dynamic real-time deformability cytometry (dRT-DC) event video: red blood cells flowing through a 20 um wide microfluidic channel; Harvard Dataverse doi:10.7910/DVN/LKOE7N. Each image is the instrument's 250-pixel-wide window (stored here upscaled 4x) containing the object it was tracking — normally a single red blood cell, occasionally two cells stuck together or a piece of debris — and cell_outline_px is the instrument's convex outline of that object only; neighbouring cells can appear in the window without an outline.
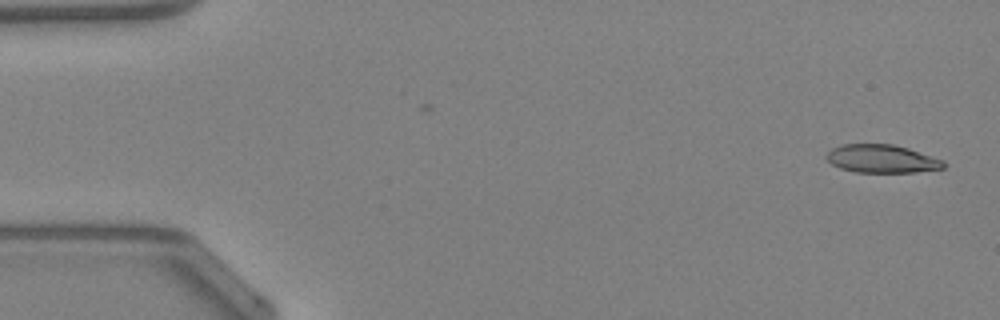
{"species": "Egyptian fruit bat (a non-hibernating species)", "species_latin": "Rousettus aegyptiacus", "temperature_condition": "warm", "stored_images_in_passage": 48, "camera_frame_rate_fps": 3000, "um_per_image_px": 0.085, "animal": {"sex": "female"}, "frame": {"image": 1, "passage_image": 2, "time_ms": 0.333, "image_size_px": [1000, 320], "cell_outline_px": [[948, 164], [944, 168], [916, 172], [856, 172], [840, 168], [832, 164], [824, 156], [832, 148], [840, 144], [892, 144], [908, 148], [944, 160]], "centroid_in_image_um": [74.97, 13.49], "position_along_channel_um": 10.0, "area_um2": 19.31}}
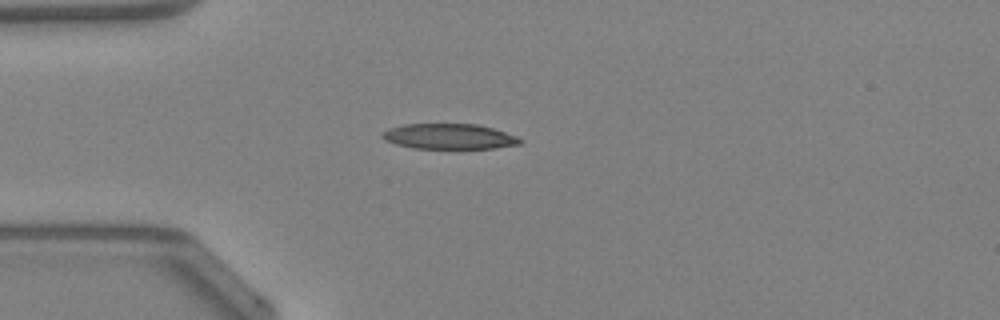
{"frame": {"image": 2, "passage_image": 13, "time_ms": 4.0, "image_size_px": [1000, 320], "cell_outline_px": [[524, 140], [520, 144], [492, 148], [412, 148], [396, 144], [384, 140], [380, 136], [380, 132], [388, 128], [404, 124], [480, 124], [516, 136]], "centroid_in_image_um": [38.13, 11.59], "position_along_channel_um": 46.9, "area_um2": 20.4}}
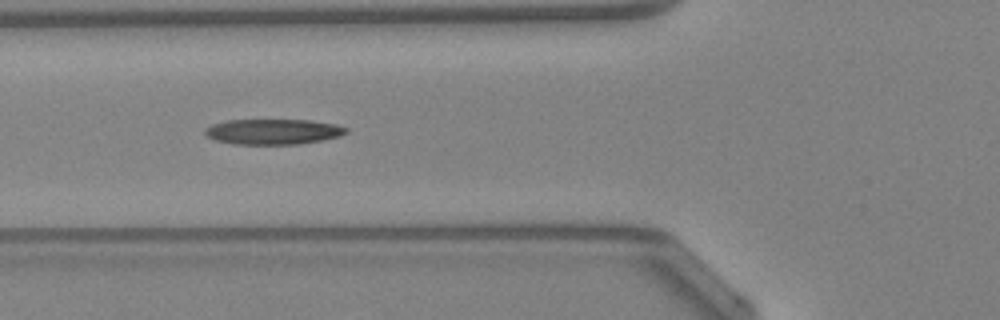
{"frame": {"image": 3, "passage_image": 18, "time_ms": 5.667, "image_size_px": [1000, 320], "cell_outline_px": [[348, 132], [340, 136], [324, 140], [300, 144], [232, 144], [216, 140], [208, 136], [204, 132], [204, 128], [212, 124], [228, 120], [308, 120], [336, 124], [348, 128]], "centroid_in_image_um": [23.24, 11.19], "position_along_channel_um": 102.6, "area_um2": 20.98}, "authors_computed_cell_mechanics": {"area_um2": 20.5768, "velocity_mm_per_s": 4.2979, "shape_relaxation_time_tau1_ms": null, "shape_relaxation_time_tau2_ms": 3.0332, "deformation_change_tau1": null, "deformation_change_tau2": 0.1368}}